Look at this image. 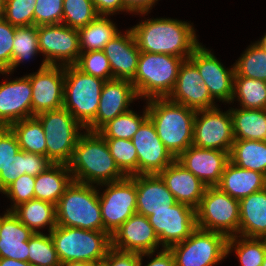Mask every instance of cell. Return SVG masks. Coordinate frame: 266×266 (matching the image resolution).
<instances>
[{
    "mask_svg": "<svg viewBox=\"0 0 266 266\" xmlns=\"http://www.w3.org/2000/svg\"><path fill=\"white\" fill-rule=\"evenodd\" d=\"M98 264H92L89 262H77V261H68L61 263L60 266H97Z\"/></svg>",
    "mask_w": 266,
    "mask_h": 266,
    "instance_id": "55",
    "label": "cell"
},
{
    "mask_svg": "<svg viewBox=\"0 0 266 266\" xmlns=\"http://www.w3.org/2000/svg\"><path fill=\"white\" fill-rule=\"evenodd\" d=\"M98 16L92 0H63L62 24L79 29Z\"/></svg>",
    "mask_w": 266,
    "mask_h": 266,
    "instance_id": "43",
    "label": "cell"
},
{
    "mask_svg": "<svg viewBox=\"0 0 266 266\" xmlns=\"http://www.w3.org/2000/svg\"><path fill=\"white\" fill-rule=\"evenodd\" d=\"M183 61L182 57L141 51L132 82L138 97L144 100L168 97Z\"/></svg>",
    "mask_w": 266,
    "mask_h": 266,
    "instance_id": "5",
    "label": "cell"
},
{
    "mask_svg": "<svg viewBox=\"0 0 266 266\" xmlns=\"http://www.w3.org/2000/svg\"><path fill=\"white\" fill-rule=\"evenodd\" d=\"M131 140L138 155V175L159 174L175 160L149 118L141 124Z\"/></svg>",
    "mask_w": 266,
    "mask_h": 266,
    "instance_id": "17",
    "label": "cell"
},
{
    "mask_svg": "<svg viewBox=\"0 0 266 266\" xmlns=\"http://www.w3.org/2000/svg\"><path fill=\"white\" fill-rule=\"evenodd\" d=\"M234 140L266 141V109H230Z\"/></svg>",
    "mask_w": 266,
    "mask_h": 266,
    "instance_id": "30",
    "label": "cell"
},
{
    "mask_svg": "<svg viewBox=\"0 0 266 266\" xmlns=\"http://www.w3.org/2000/svg\"><path fill=\"white\" fill-rule=\"evenodd\" d=\"M36 0H6L3 18L15 27L34 25Z\"/></svg>",
    "mask_w": 266,
    "mask_h": 266,
    "instance_id": "45",
    "label": "cell"
},
{
    "mask_svg": "<svg viewBox=\"0 0 266 266\" xmlns=\"http://www.w3.org/2000/svg\"><path fill=\"white\" fill-rule=\"evenodd\" d=\"M63 19V0H36L34 25L61 24Z\"/></svg>",
    "mask_w": 266,
    "mask_h": 266,
    "instance_id": "47",
    "label": "cell"
},
{
    "mask_svg": "<svg viewBox=\"0 0 266 266\" xmlns=\"http://www.w3.org/2000/svg\"><path fill=\"white\" fill-rule=\"evenodd\" d=\"M106 186L98 192L104 232L110 236L134 213H136L135 175L119 181L101 184Z\"/></svg>",
    "mask_w": 266,
    "mask_h": 266,
    "instance_id": "11",
    "label": "cell"
},
{
    "mask_svg": "<svg viewBox=\"0 0 266 266\" xmlns=\"http://www.w3.org/2000/svg\"><path fill=\"white\" fill-rule=\"evenodd\" d=\"M233 142L234 136L230 109L222 112L216 106L196 111L193 146L221 150L230 154Z\"/></svg>",
    "mask_w": 266,
    "mask_h": 266,
    "instance_id": "13",
    "label": "cell"
},
{
    "mask_svg": "<svg viewBox=\"0 0 266 266\" xmlns=\"http://www.w3.org/2000/svg\"><path fill=\"white\" fill-rule=\"evenodd\" d=\"M52 164L44 155L19 150L12 161L4 169L0 170V190L3 192L23 174L36 177Z\"/></svg>",
    "mask_w": 266,
    "mask_h": 266,
    "instance_id": "31",
    "label": "cell"
},
{
    "mask_svg": "<svg viewBox=\"0 0 266 266\" xmlns=\"http://www.w3.org/2000/svg\"><path fill=\"white\" fill-rule=\"evenodd\" d=\"M159 245L148 217L138 213L128 218L111 236V247L125 252L155 253Z\"/></svg>",
    "mask_w": 266,
    "mask_h": 266,
    "instance_id": "19",
    "label": "cell"
},
{
    "mask_svg": "<svg viewBox=\"0 0 266 266\" xmlns=\"http://www.w3.org/2000/svg\"><path fill=\"white\" fill-rule=\"evenodd\" d=\"M12 212L34 233H42L39 229L45 226L50 233L57 226L55 205L48 201L33 198L19 204Z\"/></svg>",
    "mask_w": 266,
    "mask_h": 266,
    "instance_id": "32",
    "label": "cell"
},
{
    "mask_svg": "<svg viewBox=\"0 0 266 266\" xmlns=\"http://www.w3.org/2000/svg\"><path fill=\"white\" fill-rule=\"evenodd\" d=\"M167 98L196 111L216 107L215 99L210 95L197 67L189 59L182 62L176 84Z\"/></svg>",
    "mask_w": 266,
    "mask_h": 266,
    "instance_id": "18",
    "label": "cell"
},
{
    "mask_svg": "<svg viewBox=\"0 0 266 266\" xmlns=\"http://www.w3.org/2000/svg\"><path fill=\"white\" fill-rule=\"evenodd\" d=\"M72 181L68 164L53 163L35 177L34 198L56 205Z\"/></svg>",
    "mask_w": 266,
    "mask_h": 266,
    "instance_id": "29",
    "label": "cell"
},
{
    "mask_svg": "<svg viewBox=\"0 0 266 266\" xmlns=\"http://www.w3.org/2000/svg\"><path fill=\"white\" fill-rule=\"evenodd\" d=\"M147 118V106L144 108L142 115H138L130 109L129 111L118 115L113 120L108 121L97 132L103 138L131 140L133 135L138 131L141 124Z\"/></svg>",
    "mask_w": 266,
    "mask_h": 266,
    "instance_id": "39",
    "label": "cell"
},
{
    "mask_svg": "<svg viewBox=\"0 0 266 266\" xmlns=\"http://www.w3.org/2000/svg\"><path fill=\"white\" fill-rule=\"evenodd\" d=\"M229 160L241 168L266 176V141L234 140Z\"/></svg>",
    "mask_w": 266,
    "mask_h": 266,
    "instance_id": "33",
    "label": "cell"
},
{
    "mask_svg": "<svg viewBox=\"0 0 266 266\" xmlns=\"http://www.w3.org/2000/svg\"><path fill=\"white\" fill-rule=\"evenodd\" d=\"M125 34V35H124ZM119 32L104 47L113 79L133 82L137 71L140 49L130 29Z\"/></svg>",
    "mask_w": 266,
    "mask_h": 266,
    "instance_id": "23",
    "label": "cell"
},
{
    "mask_svg": "<svg viewBox=\"0 0 266 266\" xmlns=\"http://www.w3.org/2000/svg\"><path fill=\"white\" fill-rule=\"evenodd\" d=\"M176 160L199 178L207 187H214L221 180V175L229 161V153L191 145Z\"/></svg>",
    "mask_w": 266,
    "mask_h": 266,
    "instance_id": "22",
    "label": "cell"
},
{
    "mask_svg": "<svg viewBox=\"0 0 266 266\" xmlns=\"http://www.w3.org/2000/svg\"><path fill=\"white\" fill-rule=\"evenodd\" d=\"M129 13L147 15L158 0H122Z\"/></svg>",
    "mask_w": 266,
    "mask_h": 266,
    "instance_id": "53",
    "label": "cell"
},
{
    "mask_svg": "<svg viewBox=\"0 0 266 266\" xmlns=\"http://www.w3.org/2000/svg\"><path fill=\"white\" fill-rule=\"evenodd\" d=\"M20 150L16 135L9 127H0V170L4 169Z\"/></svg>",
    "mask_w": 266,
    "mask_h": 266,
    "instance_id": "49",
    "label": "cell"
},
{
    "mask_svg": "<svg viewBox=\"0 0 266 266\" xmlns=\"http://www.w3.org/2000/svg\"><path fill=\"white\" fill-rule=\"evenodd\" d=\"M46 140V157L52 163L68 164L79 137L86 130L65 108L45 111L36 115Z\"/></svg>",
    "mask_w": 266,
    "mask_h": 266,
    "instance_id": "8",
    "label": "cell"
},
{
    "mask_svg": "<svg viewBox=\"0 0 266 266\" xmlns=\"http://www.w3.org/2000/svg\"><path fill=\"white\" fill-rule=\"evenodd\" d=\"M9 81V82H8ZM32 117V86L27 75L0 84V127Z\"/></svg>",
    "mask_w": 266,
    "mask_h": 266,
    "instance_id": "21",
    "label": "cell"
},
{
    "mask_svg": "<svg viewBox=\"0 0 266 266\" xmlns=\"http://www.w3.org/2000/svg\"><path fill=\"white\" fill-rule=\"evenodd\" d=\"M238 235L266 238V188L239 201Z\"/></svg>",
    "mask_w": 266,
    "mask_h": 266,
    "instance_id": "28",
    "label": "cell"
},
{
    "mask_svg": "<svg viewBox=\"0 0 266 266\" xmlns=\"http://www.w3.org/2000/svg\"><path fill=\"white\" fill-rule=\"evenodd\" d=\"M176 202L196 209L204 195L206 185L176 159L158 174Z\"/></svg>",
    "mask_w": 266,
    "mask_h": 266,
    "instance_id": "24",
    "label": "cell"
},
{
    "mask_svg": "<svg viewBox=\"0 0 266 266\" xmlns=\"http://www.w3.org/2000/svg\"><path fill=\"white\" fill-rule=\"evenodd\" d=\"M32 232L12 212L0 216V258L28 261L29 239Z\"/></svg>",
    "mask_w": 266,
    "mask_h": 266,
    "instance_id": "25",
    "label": "cell"
},
{
    "mask_svg": "<svg viewBox=\"0 0 266 266\" xmlns=\"http://www.w3.org/2000/svg\"><path fill=\"white\" fill-rule=\"evenodd\" d=\"M261 266H266V255H265V257H264V261H263V263H262Z\"/></svg>",
    "mask_w": 266,
    "mask_h": 266,
    "instance_id": "58",
    "label": "cell"
},
{
    "mask_svg": "<svg viewBox=\"0 0 266 266\" xmlns=\"http://www.w3.org/2000/svg\"><path fill=\"white\" fill-rule=\"evenodd\" d=\"M148 118L166 149L176 159L193 143L196 110L166 98L147 100Z\"/></svg>",
    "mask_w": 266,
    "mask_h": 266,
    "instance_id": "3",
    "label": "cell"
},
{
    "mask_svg": "<svg viewBox=\"0 0 266 266\" xmlns=\"http://www.w3.org/2000/svg\"><path fill=\"white\" fill-rule=\"evenodd\" d=\"M104 139L120 171L126 177L138 175V155L132 140L119 138Z\"/></svg>",
    "mask_w": 266,
    "mask_h": 266,
    "instance_id": "41",
    "label": "cell"
},
{
    "mask_svg": "<svg viewBox=\"0 0 266 266\" xmlns=\"http://www.w3.org/2000/svg\"><path fill=\"white\" fill-rule=\"evenodd\" d=\"M156 253L157 255L153 257L145 266H175L174 257L169 249L162 248L160 252ZM153 254L154 252L141 254L139 266H142V260L145 256L151 258Z\"/></svg>",
    "mask_w": 266,
    "mask_h": 266,
    "instance_id": "52",
    "label": "cell"
},
{
    "mask_svg": "<svg viewBox=\"0 0 266 266\" xmlns=\"http://www.w3.org/2000/svg\"><path fill=\"white\" fill-rule=\"evenodd\" d=\"M98 15H114L126 10L122 0H92Z\"/></svg>",
    "mask_w": 266,
    "mask_h": 266,
    "instance_id": "51",
    "label": "cell"
},
{
    "mask_svg": "<svg viewBox=\"0 0 266 266\" xmlns=\"http://www.w3.org/2000/svg\"><path fill=\"white\" fill-rule=\"evenodd\" d=\"M75 66L83 73L105 81L113 79L108 58L103 50L81 52Z\"/></svg>",
    "mask_w": 266,
    "mask_h": 266,
    "instance_id": "44",
    "label": "cell"
},
{
    "mask_svg": "<svg viewBox=\"0 0 266 266\" xmlns=\"http://www.w3.org/2000/svg\"><path fill=\"white\" fill-rule=\"evenodd\" d=\"M28 253V262L33 266L61 265L50 233H34L29 239Z\"/></svg>",
    "mask_w": 266,
    "mask_h": 266,
    "instance_id": "42",
    "label": "cell"
},
{
    "mask_svg": "<svg viewBox=\"0 0 266 266\" xmlns=\"http://www.w3.org/2000/svg\"><path fill=\"white\" fill-rule=\"evenodd\" d=\"M73 180L96 186L119 181L126 176L110 154L106 140L98 132L85 130L68 163Z\"/></svg>",
    "mask_w": 266,
    "mask_h": 266,
    "instance_id": "2",
    "label": "cell"
},
{
    "mask_svg": "<svg viewBox=\"0 0 266 266\" xmlns=\"http://www.w3.org/2000/svg\"><path fill=\"white\" fill-rule=\"evenodd\" d=\"M148 219L166 249L187 239L197 228L195 209L184 203L176 202L167 210L154 211Z\"/></svg>",
    "mask_w": 266,
    "mask_h": 266,
    "instance_id": "14",
    "label": "cell"
},
{
    "mask_svg": "<svg viewBox=\"0 0 266 266\" xmlns=\"http://www.w3.org/2000/svg\"><path fill=\"white\" fill-rule=\"evenodd\" d=\"M105 80L65 66L63 108L86 128L96 117Z\"/></svg>",
    "mask_w": 266,
    "mask_h": 266,
    "instance_id": "7",
    "label": "cell"
},
{
    "mask_svg": "<svg viewBox=\"0 0 266 266\" xmlns=\"http://www.w3.org/2000/svg\"><path fill=\"white\" fill-rule=\"evenodd\" d=\"M35 177L23 174L12 182L2 193L12 201L11 207L7 211H12L21 203L34 198Z\"/></svg>",
    "mask_w": 266,
    "mask_h": 266,
    "instance_id": "46",
    "label": "cell"
},
{
    "mask_svg": "<svg viewBox=\"0 0 266 266\" xmlns=\"http://www.w3.org/2000/svg\"><path fill=\"white\" fill-rule=\"evenodd\" d=\"M140 51L188 59L200 44L192 24L171 18L147 19L131 27Z\"/></svg>",
    "mask_w": 266,
    "mask_h": 266,
    "instance_id": "1",
    "label": "cell"
},
{
    "mask_svg": "<svg viewBox=\"0 0 266 266\" xmlns=\"http://www.w3.org/2000/svg\"><path fill=\"white\" fill-rule=\"evenodd\" d=\"M5 1L6 0H0V18H3L4 15Z\"/></svg>",
    "mask_w": 266,
    "mask_h": 266,
    "instance_id": "56",
    "label": "cell"
},
{
    "mask_svg": "<svg viewBox=\"0 0 266 266\" xmlns=\"http://www.w3.org/2000/svg\"><path fill=\"white\" fill-rule=\"evenodd\" d=\"M15 30V26L0 18V71H8L11 67Z\"/></svg>",
    "mask_w": 266,
    "mask_h": 266,
    "instance_id": "48",
    "label": "cell"
},
{
    "mask_svg": "<svg viewBox=\"0 0 266 266\" xmlns=\"http://www.w3.org/2000/svg\"><path fill=\"white\" fill-rule=\"evenodd\" d=\"M16 135L20 150L46 156V140L40 120L29 117L9 126Z\"/></svg>",
    "mask_w": 266,
    "mask_h": 266,
    "instance_id": "35",
    "label": "cell"
},
{
    "mask_svg": "<svg viewBox=\"0 0 266 266\" xmlns=\"http://www.w3.org/2000/svg\"><path fill=\"white\" fill-rule=\"evenodd\" d=\"M136 213L150 216L154 211L167 210L176 203L174 195L158 174L135 175Z\"/></svg>",
    "mask_w": 266,
    "mask_h": 266,
    "instance_id": "26",
    "label": "cell"
},
{
    "mask_svg": "<svg viewBox=\"0 0 266 266\" xmlns=\"http://www.w3.org/2000/svg\"><path fill=\"white\" fill-rule=\"evenodd\" d=\"M37 53H40L37 26L16 27L11 67L8 71H0V74L11 75L20 63L32 59Z\"/></svg>",
    "mask_w": 266,
    "mask_h": 266,
    "instance_id": "38",
    "label": "cell"
},
{
    "mask_svg": "<svg viewBox=\"0 0 266 266\" xmlns=\"http://www.w3.org/2000/svg\"><path fill=\"white\" fill-rule=\"evenodd\" d=\"M50 235L61 263L77 261L100 264L111 248V236L104 231L57 225Z\"/></svg>",
    "mask_w": 266,
    "mask_h": 266,
    "instance_id": "6",
    "label": "cell"
},
{
    "mask_svg": "<svg viewBox=\"0 0 266 266\" xmlns=\"http://www.w3.org/2000/svg\"><path fill=\"white\" fill-rule=\"evenodd\" d=\"M40 54L46 65H75L81 54L78 29L64 24L37 26Z\"/></svg>",
    "mask_w": 266,
    "mask_h": 266,
    "instance_id": "12",
    "label": "cell"
},
{
    "mask_svg": "<svg viewBox=\"0 0 266 266\" xmlns=\"http://www.w3.org/2000/svg\"><path fill=\"white\" fill-rule=\"evenodd\" d=\"M97 187L73 180L55 205L57 225L104 231Z\"/></svg>",
    "mask_w": 266,
    "mask_h": 266,
    "instance_id": "4",
    "label": "cell"
},
{
    "mask_svg": "<svg viewBox=\"0 0 266 266\" xmlns=\"http://www.w3.org/2000/svg\"><path fill=\"white\" fill-rule=\"evenodd\" d=\"M217 187L232 198L241 199L266 188V176L241 168L230 160L226 164Z\"/></svg>",
    "mask_w": 266,
    "mask_h": 266,
    "instance_id": "27",
    "label": "cell"
},
{
    "mask_svg": "<svg viewBox=\"0 0 266 266\" xmlns=\"http://www.w3.org/2000/svg\"><path fill=\"white\" fill-rule=\"evenodd\" d=\"M120 31L108 15H98L86 26L78 29L81 52L103 50Z\"/></svg>",
    "mask_w": 266,
    "mask_h": 266,
    "instance_id": "34",
    "label": "cell"
},
{
    "mask_svg": "<svg viewBox=\"0 0 266 266\" xmlns=\"http://www.w3.org/2000/svg\"><path fill=\"white\" fill-rule=\"evenodd\" d=\"M244 109H266V81L234 76L232 102Z\"/></svg>",
    "mask_w": 266,
    "mask_h": 266,
    "instance_id": "36",
    "label": "cell"
},
{
    "mask_svg": "<svg viewBox=\"0 0 266 266\" xmlns=\"http://www.w3.org/2000/svg\"><path fill=\"white\" fill-rule=\"evenodd\" d=\"M198 69L210 95L226 103H231L235 67L225 68L216 56L200 43L188 58Z\"/></svg>",
    "mask_w": 266,
    "mask_h": 266,
    "instance_id": "16",
    "label": "cell"
},
{
    "mask_svg": "<svg viewBox=\"0 0 266 266\" xmlns=\"http://www.w3.org/2000/svg\"><path fill=\"white\" fill-rule=\"evenodd\" d=\"M228 237L196 228L184 241L170 246L175 266H215L227 257Z\"/></svg>",
    "mask_w": 266,
    "mask_h": 266,
    "instance_id": "10",
    "label": "cell"
},
{
    "mask_svg": "<svg viewBox=\"0 0 266 266\" xmlns=\"http://www.w3.org/2000/svg\"><path fill=\"white\" fill-rule=\"evenodd\" d=\"M266 50V33L264 36H262V38L258 41Z\"/></svg>",
    "mask_w": 266,
    "mask_h": 266,
    "instance_id": "57",
    "label": "cell"
},
{
    "mask_svg": "<svg viewBox=\"0 0 266 266\" xmlns=\"http://www.w3.org/2000/svg\"><path fill=\"white\" fill-rule=\"evenodd\" d=\"M135 99L139 97L132 82L118 79L105 81L96 117L85 129L97 132L108 121L129 111Z\"/></svg>",
    "mask_w": 266,
    "mask_h": 266,
    "instance_id": "20",
    "label": "cell"
},
{
    "mask_svg": "<svg viewBox=\"0 0 266 266\" xmlns=\"http://www.w3.org/2000/svg\"><path fill=\"white\" fill-rule=\"evenodd\" d=\"M233 249L238 256L240 266H261L266 255V238H249L238 235L228 237L227 255Z\"/></svg>",
    "mask_w": 266,
    "mask_h": 266,
    "instance_id": "37",
    "label": "cell"
},
{
    "mask_svg": "<svg viewBox=\"0 0 266 266\" xmlns=\"http://www.w3.org/2000/svg\"><path fill=\"white\" fill-rule=\"evenodd\" d=\"M235 75L266 81V50L256 41L234 63Z\"/></svg>",
    "mask_w": 266,
    "mask_h": 266,
    "instance_id": "40",
    "label": "cell"
},
{
    "mask_svg": "<svg viewBox=\"0 0 266 266\" xmlns=\"http://www.w3.org/2000/svg\"><path fill=\"white\" fill-rule=\"evenodd\" d=\"M0 266H33L28 261H18L9 258H0Z\"/></svg>",
    "mask_w": 266,
    "mask_h": 266,
    "instance_id": "54",
    "label": "cell"
},
{
    "mask_svg": "<svg viewBox=\"0 0 266 266\" xmlns=\"http://www.w3.org/2000/svg\"><path fill=\"white\" fill-rule=\"evenodd\" d=\"M195 212L198 228L219 232L227 237L238 235L239 201L222 192L217 186L206 187Z\"/></svg>",
    "mask_w": 266,
    "mask_h": 266,
    "instance_id": "9",
    "label": "cell"
},
{
    "mask_svg": "<svg viewBox=\"0 0 266 266\" xmlns=\"http://www.w3.org/2000/svg\"><path fill=\"white\" fill-rule=\"evenodd\" d=\"M32 86V117L63 107L65 66L46 65L27 75Z\"/></svg>",
    "mask_w": 266,
    "mask_h": 266,
    "instance_id": "15",
    "label": "cell"
},
{
    "mask_svg": "<svg viewBox=\"0 0 266 266\" xmlns=\"http://www.w3.org/2000/svg\"><path fill=\"white\" fill-rule=\"evenodd\" d=\"M141 254L125 252L113 247L109 249L106 257L100 262V266H139Z\"/></svg>",
    "mask_w": 266,
    "mask_h": 266,
    "instance_id": "50",
    "label": "cell"
}]
</instances>
